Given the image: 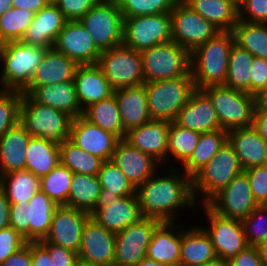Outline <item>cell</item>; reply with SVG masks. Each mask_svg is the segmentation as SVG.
Returning a JSON list of instances; mask_svg holds the SVG:
<instances>
[{
	"instance_id": "cell-1",
	"label": "cell",
	"mask_w": 267,
	"mask_h": 266,
	"mask_svg": "<svg viewBox=\"0 0 267 266\" xmlns=\"http://www.w3.org/2000/svg\"><path fill=\"white\" fill-rule=\"evenodd\" d=\"M161 168L137 187L135 193L143 217L175 222L177 213H180L178 211H194L198 207L192 190V178L179 167Z\"/></svg>"
},
{
	"instance_id": "cell-2",
	"label": "cell",
	"mask_w": 267,
	"mask_h": 266,
	"mask_svg": "<svg viewBox=\"0 0 267 266\" xmlns=\"http://www.w3.org/2000/svg\"><path fill=\"white\" fill-rule=\"evenodd\" d=\"M234 42L232 31H220L190 53V72L196 89L224 85Z\"/></svg>"
},
{
	"instance_id": "cell-3",
	"label": "cell",
	"mask_w": 267,
	"mask_h": 266,
	"mask_svg": "<svg viewBox=\"0 0 267 266\" xmlns=\"http://www.w3.org/2000/svg\"><path fill=\"white\" fill-rule=\"evenodd\" d=\"M47 49L21 40L6 42L0 48V89L22 92L30 84Z\"/></svg>"
},
{
	"instance_id": "cell-4",
	"label": "cell",
	"mask_w": 267,
	"mask_h": 266,
	"mask_svg": "<svg viewBox=\"0 0 267 266\" xmlns=\"http://www.w3.org/2000/svg\"><path fill=\"white\" fill-rule=\"evenodd\" d=\"M152 120L175 121L179 111L196 90L191 72L171 80L144 83Z\"/></svg>"
},
{
	"instance_id": "cell-5",
	"label": "cell",
	"mask_w": 267,
	"mask_h": 266,
	"mask_svg": "<svg viewBox=\"0 0 267 266\" xmlns=\"http://www.w3.org/2000/svg\"><path fill=\"white\" fill-rule=\"evenodd\" d=\"M73 118L55 108L36 102L23 94L19 123L31 137L52 140L58 144L69 139Z\"/></svg>"
},
{
	"instance_id": "cell-6",
	"label": "cell",
	"mask_w": 267,
	"mask_h": 266,
	"mask_svg": "<svg viewBox=\"0 0 267 266\" xmlns=\"http://www.w3.org/2000/svg\"><path fill=\"white\" fill-rule=\"evenodd\" d=\"M241 171L238 157L227 140L211 160L192 177V190L197 204H206Z\"/></svg>"
},
{
	"instance_id": "cell-7",
	"label": "cell",
	"mask_w": 267,
	"mask_h": 266,
	"mask_svg": "<svg viewBox=\"0 0 267 266\" xmlns=\"http://www.w3.org/2000/svg\"><path fill=\"white\" fill-rule=\"evenodd\" d=\"M201 90L209 97L223 130L228 132L253 124L254 95L225 85H211Z\"/></svg>"
},
{
	"instance_id": "cell-8",
	"label": "cell",
	"mask_w": 267,
	"mask_h": 266,
	"mask_svg": "<svg viewBox=\"0 0 267 266\" xmlns=\"http://www.w3.org/2000/svg\"><path fill=\"white\" fill-rule=\"evenodd\" d=\"M146 82L171 80L190 72V53L174 41L140 52Z\"/></svg>"
},
{
	"instance_id": "cell-9",
	"label": "cell",
	"mask_w": 267,
	"mask_h": 266,
	"mask_svg": "<svg viewBox=\"0 0 267 266\" xmlns=\"http://www.w3.org/2000/svg\"><path fill=\"white\" fill-rule=\"evenodd\" d=\"M79 21L100 51L122 45L124 18L117 0H101Z\"/></svg>"
},
{
	"instance_id": "cell-10",
	"label": "cell",
	"mask_w": 267,
	"mask_h": 266,
	"mask_svg": "<svg viewBox=\"0 0 267 266\" xmlns=\"http://www.w3.org/2000/svg\"><path fill=\"white\" fill-rule=\"evenodd\" d=\"M97 64L114 90L145 83L141 53L123 44L101 51Z\"/></svg>"
},
{
	"instance_id": "cell-11",
	"label": "cell",
	"mask_w": 267,
	"mask_h": 266,
	"mask_svg": "<svg viewBox=\"0 0 267 266\" xmlns=\"http://www.w3.org/2000/svg\"><path fill=\"white\" fill-rule=\"evenodd\" d=\"M168 41H172L170 13L124 18V46L141 52Z\"/></svg>"
},
{
	"instance_id": "cell-12",
	"label": "cell",
	"mask_w": 267,
	"mask_h": 266,
	"mask_svg": "<svg viewBox=\"0 0 267 266\" xmlns=\"http://www.w3.org/2000/svg\"><path fill=\"white\" fill-rule=\"evenodd\" d=\"M170 15L172 41L189 53L220 32L216 26L192 10L182 0L175 4Z\"/></svg>"
},
{
	"instance_id": "cell-13",
	"label": "cell",
	"mask_w": 267,
	"mask_h": 266,
	"mask_svg": "<svg viewBox=\"0 0 267 266\" xmlns=\"http://www.w3.org/2000/svg\"><path fill=\"white\" fill-rule=\"evenodd\" d=\"M160 223L158 219L143 217L137 223L115 233L113 266H136L144 259L153 232Z\"/></svg>"
},
{
	"instance_id": "cell-14",
	"label": "cell",
	"mask_w": 267,
	"mask_h": 266,
	"mask_svg": "<svg viewBox=\"0 0 267 266\" xmlns=\"http://www.w3.org/2000/svg\"><path fill=\"white\" fill-rule=\"evenodd\" d=\"M206 205L220 216L243 220L258 206V203L253 197L248 176L242 170Z\"/></svg>"
},
{
	"instance_id": "cell-15",
	"label": "cell",
	"mask_w": 267,
	"mask_h": 266,
	"mask_svg": "<svg viewBox=\"0 0 267 266\" xmlns=\"http://www.w3.org/2000/svg\"><path fill=\"white\" fill-rule=\"evenodd\" d=\"M207 217L203 228L209 234L218 258L228 260L244 250L248 245L242 220L225 218L216 214L206 204H199Z\"/></svg>"
},
{
	"instance_id": "cell-16",
	"label": "cell",
	"mask_w": 267,
	"mask_h": 266,
	"mask_svg": "<svg viewBox=\"0 0 267 266\" xmlns=\"http://www.w3.org/2000/svg\"><path fill=\"white\" fill-rule=\"evenodd\" d=\"M90 216V213L83 210L66 205L57 206L48 234L39 241H47L78 253L83 229Z\"/></svg>"
},
{
	"instance_id": "cell-17",
	"label": "cell",
	"mask_w": 267,
	"mask_h": 266,
	"mask_svg": "<svg viewBox=\"0 0 267 266\" xmlns=\"http://www.w3.org/2000/svg\"><path fill=\"white\" fill-rule=\"evenodd\" d=\"M53 48L79 65L97 64L101 54L89 32L79 20L66 22Z\"/></svg>"
},
{
	"instance_id": "cell-18",
	"label": "cell",
	"mask_w": 267,
	"mask_h": 266,
	"mask_svg": "<svg viewBox=\"0 0 267 266\" xmlns=\"http://www.w3.org/2000/svg\"><path fill=\"white\" fill-rule=\"evenodd\" d=\"M78 259L101 265L113 266L115 256V233L101 226L91 216L83 229Z\"/></svg>"
},
{
	"instance_id": "cell-19",
	"label": "cell",
	"mask_w": 267,
	"mask_h": 266,
	"mask_svg": "<svg viewBox=\"0 0 267 266\" xmlns=\"http://www.w3.org/2000/svg\"><path fill=\"white\" fill-rule=\"evenodd\" d=\"M69 140L84 151L109 161L120 139L79 116L72 120Z\"/></svg>"
},
{
	"instance_id": "cell-20",
	"label": "cell",
	"mask_w": 267,
	"mask_h": 266,
	"mask_svg": "<svg viewBox=\"0 0 267 266\" xmlns=\"http://www.w3.org/2000/svg\"><path fill=\"white\" fill-rule=\"evenodd\" d=\"M111 160L135 189L162 167L152 156L131 146L124 139H120L116 144Z\"/></svg>"
},
{
	"instance_id": "cell-21",
	"label": "cell",
	"mask_w": 267,
	"mask_h": 266,
	"mask_svg": "<svg viewBox=\"0 0 267 266\" xmlns=\"http://www.w3.org/2000/svg\"><path fill=\"white\" fill-rule=\"evenodd\" d=\"M169 129V121L151 120L129 130L124 140L131 146L152 156L165 167L167 165Z\"/></svg>"
},
{
	"instance_id": "cell-22",
	"label": "cell",
	"mask_w": 267,
	"mask_h": 266,
	"mask_svg": "<svg viewBox=\"0 0 267 266\" xmlns=\"http://www.w3.org/2000/svg\"><path fill=\"white\" fill-rule=\"evenodd\" d=\"M174 122L182 128L199 133L222 129L209 97L201 89L192 93Z\"/></svg>"
},
{
	"instance_id": "cell-23",
	"label": "cell",
	"mask_w": 267,
	"mask_h": 266,
	"mask_svg": "<svg viewBox=\"0 0 267 266\" xmlns=\"http://www.w3.org/2000/svg\"><path fill=\"white\" fill-rule=\"evenodd\" d=\"M67 21L64 14L51 0L44 8L35 13L34 19L21 41L29 45L51 49Z\"/></svg>"
},
{
	"instance_id": "cell-24",
	"label": "cell",
	"mask_w": 267,
	"mask_h": 266,
	"mask_svg": "<svg viewBox=\"0 0 267 266\" xmlns=\"http://www.w3.org/2000/svg\"><path fill=\"white\" fill-rule=\"evenodd\" d=\"M74 82L77 100L82 110L90 104L108 99L114 94V89L98 64L79 65Z\"/></svg>"
},
{
	"instance_id": "cell-25",
	"label": "cell",
	"mask_w": 267,
	"mask_h": 266,
	"mask_svg": "<svg viewBox=\"0 0 267 266\" xmlns=\"http://www.w3.org/2000/svg\"><path fill=\"white\" fill-rule=\"evenodd\" d=\"M22 93L30 95L40 104L68 114L73 119L83 115L77 100L74 80L41 87H26Z\"/></svg>"
},
{
	"instance_id": "cell-26",
	"label": "cell",
	"mask_w": 267,
	"mask_h": 266,
	"mask_svg": "<svg viewBox=\"0 0 267 266\" xmlns=\"http://www.w3.org/2000/svg\"><path fill=\"white\" fill-rule=\"evenodd\" d=\"M181 222H161L153 232L146 257L166 266H180Z\"/></svg>"
},
{
	"instance_id": "cell-27",
	"label": "cell",
	"mask_w": 267,
	"mask_h": 266,
	"mask_svg": "<svg viewBox=\"0 0 267 266\" xmlns=\"http://www.w3.org/2000/svg\"><path fill=\"white\" fill-rule=\"evenodd\" d=\"M228 141L242 170L267 164V142L252 125L228 131Z\"/></svg>"
},
{
	"instance_id": "cell-28",
	"label": "cell",
	"mask_w": 267,
	"mask_h": 266,
	"mask_svg": "<svg viewBox=\"0 0 267 266\" xmlns=\"http://www.w3.org/2000/svg\"><path fill=\"white\" fill-rule=\"evenodd\" d=\"M117 100L123 129L129 130L151 121L144 84L119 88L113 94Z\"/></svg>"
},
{
	"instance_id": "cell-29",
	"label": "cell",
	"mask_w": 267,
	"mask_h": 266,
	"mask_svg": "<svg viewBox=\"0 0 267 266\" xmlns=\"http://www.w3.org/2000/svg\"><path fill=\"white\" fill-rule=\"evenodd\" d=\"M91 217L113 233L122 231L143 218L136 194L121 197L99 208Z\"/></svg>"
},
{
	"instance_id": "cell-30",
	"label": "cell",
	"mask_w": 267,
	"mask_h": 266,
	"mask_svg": "<svg viewBox=\"0 0 267 266\" xmlns=\"http://www.w3.org/2000/svg\"><path fill=\"white\" fill-rule=\"evenodd\" d=\"M183 227L181 223L180 266H202L217 258L211 237L201 225Z\"/></svg>"
},
{
	"instance_id": "cell-31",
	"label": "cell",
	"mask_w": 267,
	"mask_h": 266,
	"mask_svg": "<svg viewBox=\"0 0 267 266\" xmlns=\"http://www.w3.org/2000/svg\"><path fill=\"white\" fill-rule=\"evenodd\" d=\"M79 64L54 48L47 49L27 87H41L74 80Z\"/></svg>"
},
{
	"instance_id": "cell-32",
	"label": "cell",
	"mask_w": 267,
	"mask_h": 266,
	"mask_svg": "<svg viewBox=\"0 0 267 266\" xmlns=\"http://www.w3.org/2000/svg\"><path fill=\"white\" fill-rule=\"evenodd\" d=\"M30 138L20 123L0 138V176L25 170L26 148Z\"/></svg>"
},
{
	"instance_id": "cell-33",
	"label": "cell",
	"mask_w": 267,
	"mask_h": 266,
	"mask_svg": "<svg viewBox=\"0 0 267 266\" xmlns=\"http://www.w3.org/2000/svg\"><path fill=\"white\" fill-rule=\"evenodd\" d=\"M57 204L44 192L38 190L26 205V224H29V242L46 237Z\"/></svg>"
},
{
	"instance_id": "cell-34",
	"label": "cell",
	"mask_w": 267,
	"mask_h": 266,
	"mask_svg": "<svg viewBox=\"0 0 267 266\" xmlns=\"http://www.w3.org/2000/svg\"><path fill=\"white\" fill-rule=\"evenodd\" d=\"M220 31H232L238 22V7L232 0H182Z\"/></svg>"
},
{
	"instance_id": "cell-35",
	"label": "cell",
	"mask_w": 267,
	"mask_h": 266,
	"mask_svg": "<svg viewBox=\"0 0 267 266\" xmlns=\"http://www.w3.org/2000/svg\"><path fill=\"white\" fill-rule=\"evenodd\" d=\"M60 163L59 144L40 137H31L26 148V167L38 177L48 174Z\"/></svg>"
},
{
	"instance_id": "cell-36",
	"label": "cell",
	"mask_w": 267,
	"mask_h": 266,
	"mask_svg": "<svg viewBox=\"0 0 267 266\" xmlns=\"http://www.w3.org/2000/svg\"><path fill=\"white\" fill-rule=\"evenodd\" d=\"M228 140V132L220 129L200 133L198 144L189 159L179 167L192 178L202 169Z\"/></svg>"
},
{
	"instance_id": "cell-37",
	"label": "cell",
	"mask_w": 267,
	"mask_h": 266,
	"mask_svg": "<svg viewBox=\"0 0 267 266\" xmlns=\"http://www.w3.org/2000/svg\"><path fill=\"white\" fill-rule=\"evenodd\" d=\"M90 123L113 133L119 139H124L123 129L117 100L114 95L110 98L90 104L83 110L82 115Z\"/></svg>"
},
{
	"instance_id": "cell-38",
	"label": "cell",
	"mask_w": 267,
	"mask_h": 266,
	"mask_svg": "<svg viewBox=\"0 0 267 266\" xmlns=\"http://www.w3.org/2000/svg\"><path fill=\"white\" fill-rule=\"evenodd\" d=\"M0 188L9 203L29 202L40 190V177L26 169L11 172L0 176Z\"/></svg>"
},
{
	"instance_id": "cell-39",
	"label": "cell",
	"mask_w": 267,
	"mask_h": 266,
	"mask_svg": "<svg viewBox=\"0 0 267 266\" xmlns=\"http://www.w3.org/2000/svg\"><path fill=\"white\" fill-rule=\"evenodd\" d=\"M253 58L254 56L246 49L234 42L229 54L228 69L224 85L251 94L250 69Z\"/></svg>"
},
{
	"instance_id": "cell-40",
	"label": "cell",
	"mask_w": 267,
	"mask_h": 266,
	"mask_svg": "<svg viewBox=\"0 0 267 266\" xmlns=\"http://www.w3.org/2000/svg\"><path fill=\"white\" fill-rule=\"evenodd\" d=\"M100 192L101 185L97 175L73 173L67 206L91 213Z\"/></svg>"
},
{
	"instance_id": "cell-41",
	"label": "cell",
	"mask_w": 267,
	"mask_h": 266,
	"mask_svg": "<svg viewBox=\"0 0 267 266\" xmlns=\"http://www.w3.org/2000/svg\"><path fill=\"white\" fill-rule=\"evenodd\" d=\"M199 136L200 133L197 131L182 128L174 121L170 122L167 148V166L170 165L169 167L177 168L179 166L181 167L192 155L193 150L198 144ZM170 161H172V163ZM170 163L173 164V166Z\"/></svg>"
},
{
	"instance_id": "cell-42",
	"label": "cell",
	"mask_w": 267,
	"mask_h": 266,
	"mask_svg": "<svg viewBox=\"0 0 267 266\" xmlns=\"http://www.w3.org/2000/svg\"><path fill=\"white\" fill-rule=\"evenodd\" d=\"M232 32L236 44L246 49L254 57L267 59V23L238 19Z\"/></svg>"
},
{
	"instance_id": "cell-43",
	"label": "cell",
	"mask_w": 267,
	"mask_h": 266,
	"mask_svg": "<svg viewBox=\"0 0 267 266\" xmlns=\"http://www.w3.org/2000/svg\"><path fill=\"white\" fill-rule=\"evenodd\" d=\"M60 163L73 173L97 175L104 162L100 157L88 153L69 139L59 144Z\"/></svg>"
},
{
	"instance_id": "cell-44",
	"label": "cell",
	"mask_w": 267,
	"mask_h": 266,
	"mask_svg": "<svg viewBox=\"0 0 267 266\" xmlns=\"http://www.w3.org/2000/svg\"><path fill=\"white\" fill-rule=\"evenodd\" d=\"M72 176L73 172L59 163L48 174L40 177V190L58 206H67Z\"/></svg>"
},
{
	"instance_id": "cell-45",
	"label": "cell",
	"mask_w": 267,
	"mask_h": 266,
	"mask_svg": "<svg viewBox=\"0 0 267 266\" xmlns=\"http://www.w3.org/2000/svg\"><path fill=\"white\" fill-rule=\"evenodd\" d=\"M35 12L10 7L0 16V36L6 42L20 41L34 19Z\"/></svg>"
},
{
	"instance_id": "cell-46",
	"label": "cell",
	"mask_w": 267,
	"mask_h": 266,
	"mask_svg": "<svg viewBox=\"0 0 267 266\" xmlns=\"http://www.w3.org/2000/svg\"><path fill=\"white\" fill-rule=\"evenodd\" d=\"M97 177L101 189L110 190L112 194H119L121 197L136 194L135 187L112 160L102 163Z\"/></svg>"
},
{
	"instance_id": "cell-47",
	"label": "cell",
	"mask_w": 267,
	"mask_h": 266,
	"mask_svg": "<svg viewBox=\"0 0 267 266\" xmlns=\"http://www.w3.org/2000/svg\"><path fill=\"white\" fill-rule=\"evenodd\" d=\"M179 0H117L123 18L170 13Z\"/></svg>"
},
{
	"instance_id": "cell-48",
	"label": "cell",
	"mask_w": 267,
	"mask_h": 266,
	"mask_svg": "<svg viewBox=\"0 0 267 266\" xmlns=\"http://www.w3.org/2000/svg\"><path fill=\"white\" fill-rule=\"evenodd\" d=\"M23 93L0 89V138L20 120V106Z\"/></svg>"
},
{
	"instance_id": "cell-49",
	"label": "cell",
	"mask_w": 267,
	"mask_h": 266,
	"mask_svg": "<svg viewBox=\"0 0 267 266\" xmlns=\"http://www.w3.org/2000/svg\"><path fill=\"white\" fill-rule=\"evenodd\" d=\"M242 223L248 245L257 247L267 239V205H258Z\"/></svg>"
},
{
	"instance_id": "cell-50",
	"label": "cell",
	"mask_w": 267,
	"mask_h": 266,
	"mask_svg": "<svg viewBox=\"0 0 267 266\" xmlns=\"http://www.w3.org/2000/svg\"><path fill=\"white\" fill-rule=\"evenodd\" d=\"M250 182V188L258 205H267V164L244 170Z\"/></svg>"
},
{
	"instance_id": "cell-51",
	"label": "cell",
	"mask_w": 267,
	"mask_h": 266,
	"mask_svg": "<svg viewBox=\"0 0 267 266\" xmlns=\"http://www.w3.org/2000/svg\"><path fill=\"white\" fill-rule=\"evenodd\" d=\"M27 240L13 227L0 230V265L27 244Z\"/></svg>"
},
{
	"instance_id": "cell-52",
	"label": "cell",
	"mask_w": 267,
	"mask_h": 266,
	"mask_svg": "<svg viewBox=\"0 0 267 266\" xmlns=\"http://www.w3.org/2000/svg\"><path fill=\"white\" fill-rule=\"evenodd\" d=\"M101 0H52L68 21L80 20Z\"/></svg>"
},
{
	"instance_id": "cell-53",
	"label": "cell",
	"mask_w": 267,
	"mask_h": 266,
	"mask_svg": "<svg viewBox=\"0 0 267 266\" xmlns=\"http://www.w3.org/2000/svg\"><path fill=\"white\" fill-rule=\"evenodd\" d=\"M238 19L267 23V0H246L238 8Z\"/></svg>"
},
{
	"instance_id": "cell-54",
	"label": "cell",
	"mask_w": 267,
	"mask_h": 266,
	"mask_svg": "<svg viewBox=\"0 0 267 266\" xmlns=\"http://www.w3.org/2000/svg\"><path fill=\"white\" fill-rule=\"evenodd\" d=\"M49 253L52 266H74L77 253L47 241H38Z\"/></svg>"
},
{
	"instance_id": "cell-55",
	"label": "cell",
	"mask_w": 267,
	"mask_h": 266,
	"mask_svg": "<svg viewBox=\"0 0 267 266\" xmlns=\"http://www.w3.org/2000/svg\"><path fill=\"white\" fill-rule=\"evenodd\" d=\"M28 202L10 203V226L29 242V224H26V205Z\"/></svg>"
},
{
	"instance_id": "cell-56",
	"label": "cell",
	"mask_w": 267,
	"mask_h": 266,
	"mask_svg": "<svg viewBox=\"0 0 267 266\" xmlns=\"http://www.w3.org/2000/svg\"><path fill=\"white\" fill-rule=\"evenodd\" d=\"M251 94L267 88V59L254 57L251 65Z\"/></svg>"
},
{
	"instance_id": "cell-57",
	"label": "cell",
	"mask_w": 267,
	"mask_h": 266,
	"mask_svg": "<svg viewBox=\"0 0 267 266\" xmlns=\"http://www.w3.org/2000/svg\"><path fill=\"white\" fill-rule=\"evenodd\" d=\"M228 262L230 266H262L258 248L250 245L228 259Z\"/></svg>"
},
{
	"instance_id": "cell-58",
	"label": "cell",
	"mask_w": 267,
	"mask_h": 266,
	"mask_svg": "<svg viewBox=\"0 0 267 266\" xmlns=\"http://www.w3.org/2000/svg\"><path fill=\"white\" fill-rule=\"evenodd\" d=\"M31 242L10 255L0 266H31Z\"/></svg>"
},
{
	"instance_id": "cell-59",
	"label": "cell",
	"mask_w": 267,
	"mask_h": 266,
	"mask_svg": "<svg viewBox=\"0 0 267 266\" xmlns=\"http://www.w3.org/2000/svg\"><path fill=\"white\" fill-rule=\"evenodd\" d=\"M31 260V266H52L48 251L39 242H31Z\"/></svg>"
},
{
	"instance_id": "cell-60",
	"label": "cell",
	"mask_w": 267,
	"mask_h": 266,
	"mask_svg": "<svg viewBox=\"0 0 267 266\" xmlns=\"http://www.w3.org/2000/svg\"><path fill=\"white\" fill-rule=\"evenodd\" d=\"M252 126L267 142V111H254Z\"/></svg>"
},
{
	"instance_id": "cell-61",
	"label": "cell",
	"mask_w": 267,
	"mask_h": 266,
	"mask_svg": "<svg viewBox=\"0 0 267 266\" xmlns=\"http://www.w3.org/2000/svg\"><path fill=\"white\" fill-rule=\"evenodd\" d=\"M51 0H12V7L37 12L44 8Z\"/></svg>"
},
{
	"instance_id": "cell-62",
	"label": "cell",
	"mask_w": 267,
	"mask_h": 266,
	"mask_svg": "<svg viewBox=\"0 0 267 266\" xmlns=\"http://www.w3.org/2000/svg\"><path fill=\"white\" fill-rule=\"evenodd\" d=\"M9 206L5 192L0 188V230L10 226Z\"/></svg>"
},
{
	"instance_id": "cell-63",
	"label": "cell",
	"mask_w": 267,
	"mask_h": 266,
	"mask_svg": "<svg viewBox=\"0 0 267 266\" xmlns=\"http://www.w3.org/2000/svg\"><path fill=\"white\" fill-rule=\"evenodd\" d=\"M120 198L121 196L119 194H112L110 190L101 189L95 209L90 213V215L92 216L99 208L107 206Z\"/></svg>"
},
{
	"instance_id": "cell-64",
	"label": "cell",
	"mask_w": 267,
	"mask_h": 266,
	"mask_svg": "<svg viewBox=\"0 0 267 266\" xmlns=\"http://www.w3.org/2000/svg\"><path fill=\"white\" fill-rule=\"evenodd\" d=\"M254 111H267V88L258 91L254 95Z\"/></svg>"
},
{
	"instance_id": "cell-65",
	"label": "cell",
	"mask_w": 267,
	"mask_h": 266,
	"mask_svg": "<svg viewBox=\"0 0 267 266\" xmlns=\"http://www.w3.org/2000/svg\"><path fill=\"white\" fill-rule=\"evenodd\" d=\"M262 266H267V239L257 246Z\"/></svg>"
},
{
	"instance_id": "cell-66",
	"label": "cell",
	"mask_w": 267,
	"mask_h": 266,
	"mask_svg": "<svg viewBox=\"0 0 267 266\" xmlns=\"http://www.w3.org/2000/svg\"><path fill=\"white\" fill-rule=\"evenodd\" d=\"M202 266H230V265L228 260L217 257L216 259L209 261Z\"/></svg>"
},
{
	"instance_id": "cell-67",
	"label": "cell",
	"mask_w": 267,
	"mask_h": 266,
	"mask_svg": "<svg viewBox=\"0 0 267 266\" xmlns=\"http://www.w3.org/2000/svg\"><path fill=\"white\" fill-rule=\"evenodd\" d=\"M136 266H166V265H163L161 263H158L152 259L145 257Z\"/></svg>"
},
{
	"instance_id": "cell-68",
	"label": "cell",
	"mask_w": 267,
	"mask_h": 266,
	"mask_svg": "<svg viewBox=\"0 0 267 266\" xmlns=\"http://www.w3.org/2000/svg\"><path fill=\"white\" fill-rule=\"evenodd\" d=\"M12 6V0H0V16Z\"/></svg>"
},
{
	"instance_id": "cell-69",
	"label": "cell",
	"mask_w": 267,
	"mask_h": 266,
	"mask_svg": "<svg viewBox=\"0 0 267 266\" xmlns=\"http://www.w3.org/2000/svg\"><path fill=\"white\" fill-rule=\"evenodd\" d=\"M74 266H101V265H97V264H93V263H89V262H85L80 259H77Z\"/></svg>"
},
{
	"instance_id": "cell-70",
	"label": "cell",
	"mask_w": 267,
	"mask_h": 266,
	"mask_svg": "<svg viewBox=\"0 0 267 266\" xmlns=\"http://www.w3.org/2000/svg\"><path fill=\"white\" fill-rule=\"evenodd\" d=\"M246 0H232V2L239 8Z\"/></svg>"
},
{
	"instance_id": "cell-71",
	"label": "cell",
	"mask_w": 267,
	"mask_h": 266,
	"mask_svg": "<svg viewBox=\"0 0 267 266\" xmlns=\"http://www.w3.org/2000/svg\"><path fill=\"white\" fill-rule=\"evenodd\" d=\"M5 44V42L2 40L1 36H0V48Z\"/></svg>"
}]
</instances>
